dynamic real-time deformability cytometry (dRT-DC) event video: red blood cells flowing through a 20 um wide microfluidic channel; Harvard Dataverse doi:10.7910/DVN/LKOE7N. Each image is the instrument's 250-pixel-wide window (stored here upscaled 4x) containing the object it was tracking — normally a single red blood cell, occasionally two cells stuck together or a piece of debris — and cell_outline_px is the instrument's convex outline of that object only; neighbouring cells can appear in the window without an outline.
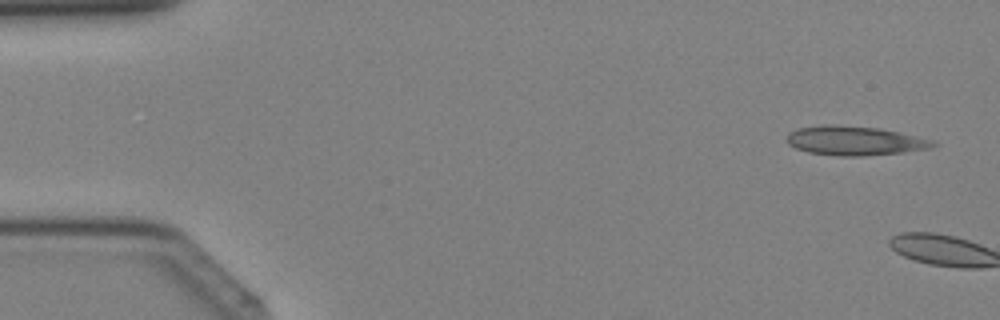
{"species": "Egyptian fruit bat (a non-hibernating species)", "species_latin": "Rousettus aegyptiacus", "temperature_condition": "cold", "stored_images_in_passage": 4, "camera_frame_rate_fps": 3000, "um_per_image_px": 0.085, "animal": {"sex": "female"}, "frame": {"image": 1, "passage_image": 2, "time_ms": 0.333, "image_size_px": [1000, 320], "cell_outline_px": [[940, 144], [932, 148], [904, 152], [864, 156], [840, 156], [808, 152], [796, 148], [788, 144], [784, 140], [784, 136], [788, 132], [796, 128], [820, 124], [836, 124], [880, 128], [900, 132], [936, 140]], "centroid_in_image_um": [72.65, 11.94], "position_along_channel_um": 12.4, "area_um2": 25.61}}